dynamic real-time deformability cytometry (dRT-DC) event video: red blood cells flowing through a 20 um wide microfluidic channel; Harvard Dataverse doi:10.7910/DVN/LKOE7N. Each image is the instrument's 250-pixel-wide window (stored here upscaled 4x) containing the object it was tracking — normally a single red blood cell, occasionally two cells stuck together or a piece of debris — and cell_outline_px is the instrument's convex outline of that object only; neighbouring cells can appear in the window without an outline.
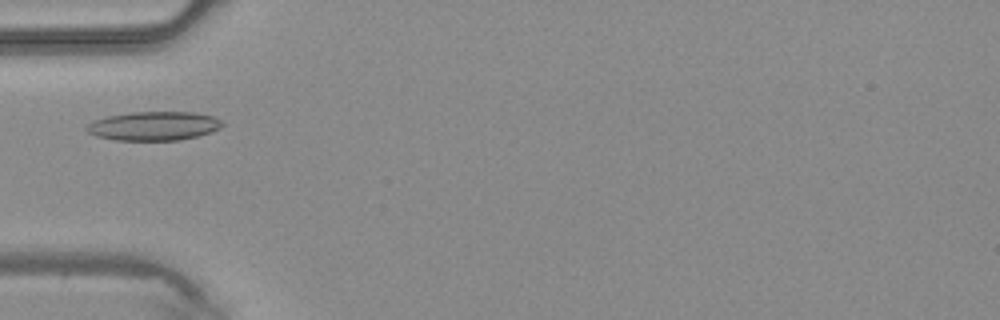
{"species": "common noctule bat (a hibernating species)", "species_latin": "Nyctalus noctula", "temperature_condition": "warm", "stored_images_in_passage": 30, "camera_frame_rate_fps": 3000, "um_per_image_px": 0.085, "animal": {"sex": "male", "body_mass_g": 20.4}, "frame": {"image": 1, "passage_image": 1, "time_ms": 0.0, "image_size_px": [1000, 320], "cell_outline_px": [[224, 124], [220, 128], [212, 132], [180, 140], [116, 140], [96, 136], [88, 132], [84, 128], [88, 124], [96, 120], [108, 116], [132, 112], [196, 112], [212, 116], [220, 120]], "centroid_in_image_um": [13.09, 10.71], "position_along_channel_um": 71.9, "area_um2": 22.77}}
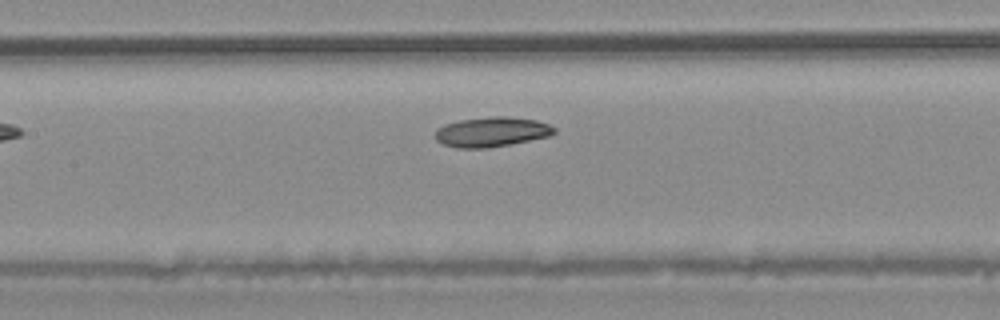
{"frame": {"image": 2, "passage_image": 7, "time_ms": 2.0, "image_size_px": [1000, 320], "cell_outline_px": [[556, 132], [548, 136], [488, 148], [456, 148], [444, 144], [436, 140], [436, 128], [444, 124], [460, 120], [492, 116], [504, 116], [536, 120], [548, 124], [556, 128]], "centroid_in_image_um": [41.76, 11.2], "position_along_channel_um": 165.6, "area_um2": 20.52}}
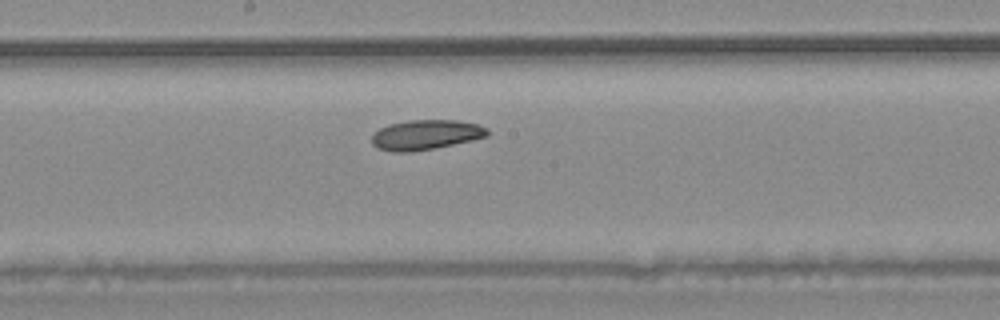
{"frame": {"image": 3, "passage_image": 10, "time_ms": 3.0, "image_size_px": [1000, 320], "cell_outline_px": [[488, 136], [472, 140], [412, 152], [392, 152], [376, 148], [372, 144], [372, 132], [388, 124], [408, 120], [456, 120], [476, 124], [488, 128]], "centroid_in_image_um": [36.13, 11.45], "position_along_channel_um": 212.1, "area_um2": 20.17}}